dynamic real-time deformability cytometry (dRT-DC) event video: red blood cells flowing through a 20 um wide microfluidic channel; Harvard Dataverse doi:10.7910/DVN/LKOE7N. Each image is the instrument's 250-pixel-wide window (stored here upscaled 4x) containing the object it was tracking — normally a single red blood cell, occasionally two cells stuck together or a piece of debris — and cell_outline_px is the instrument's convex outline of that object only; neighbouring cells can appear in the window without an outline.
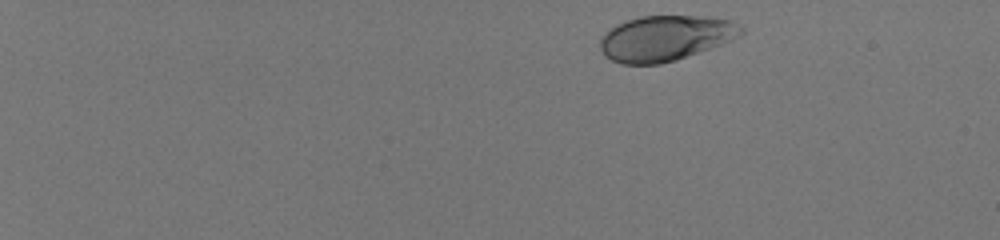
{"species": "human", "species_latin": "Homo sapiens", "temperature_condition": "room temperature", "stored_images_in_passage": 13, "camera_frame_rate_fps": 3000, "um_per_image_px": 0.085, "donor": {"sex": "male"}, "frame": {"image": 1, "passage_image": 2, "time_ms": 0.333, "image_size_px": [1000, 240], "cell_outline_px": [[744, 32], [740, 36], [724, 44], [676, 60], [660, 64], [620, 64], [604, 56], [600, 48], [600, 40], [616, 24], [640, 16], [708, 16], [728, 20], [744, 28]], "centroid_in_image_um": [56.59, 3.25], "position_along_channel_um": 28.4, "area_um2": 37.34}}